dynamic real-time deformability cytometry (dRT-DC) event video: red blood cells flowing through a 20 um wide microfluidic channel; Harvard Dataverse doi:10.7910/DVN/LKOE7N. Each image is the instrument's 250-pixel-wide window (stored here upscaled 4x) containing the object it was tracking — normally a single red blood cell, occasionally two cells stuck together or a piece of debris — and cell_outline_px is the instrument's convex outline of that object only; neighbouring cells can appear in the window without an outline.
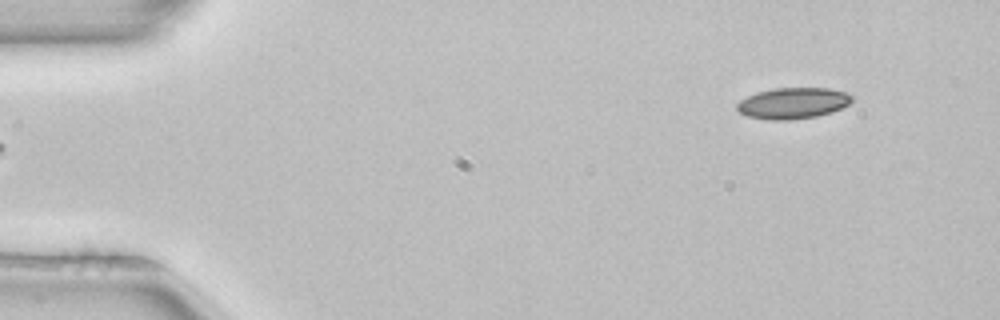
{"species": "common noctule bat (a hibernating species)", "species_latin": "Nyctalus noctula", "temperature_condition": "room temperature", "stored_images_in_passage": 47, "camera_frame_rate_fps": 3000, "um_per_image_px": 0.085, "animal": {"sex": "female", "body_mass_g": 22.7, "forearm_length_mm": 54.2}, "frame": {"image": 1, "passage_image": 1, "time_ms": 0.0, "image_size_px": [1000, 320], "cell_outline_px": [[852, 100], [848, 104], [832, 112], [816, 116], [792, 120], [768, 120], [748, 116], [740, 112], [736, 108], [736, 104], [740, 100], [756, 92], [776, 88], [828, 88], [844, 92], [852, 96]], "centroid_in_image_um": [67.37, 8.77], "position_along_channel_um": 17.6, "area_um2": 20.75}}
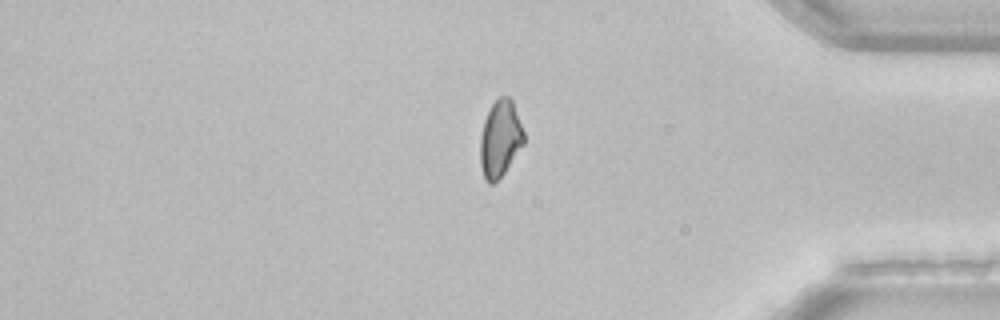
{"frame": {"image": 2, "passage_image": 39, "time_ms": 12.667, "image_size_px": [1000, 320], "cell_outline_px": [[524, 144], [504, 172], [492, 184], [488, 184], [484, 180], [480, 164], [480, 136], [484, 120], [492, 104], [500, 96], [508, 96], [512, 100], [524, 132]], "centroid_in_image_um": [42.5, 11.8], "position_along_channel_um": 392.7, "area_um2": 19.42}}
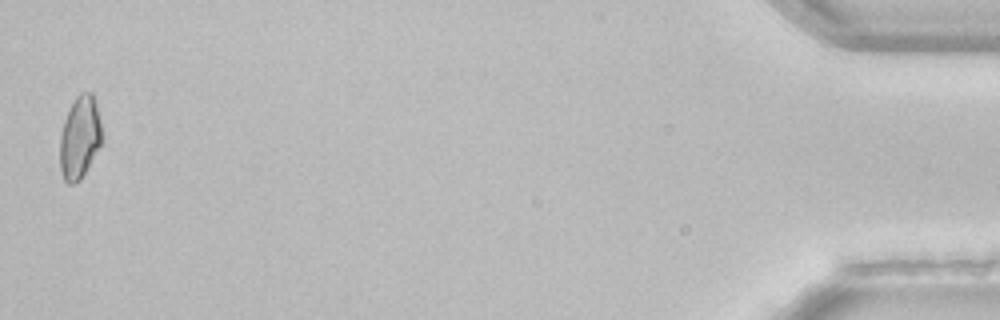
{"frame": {"image": 3, "passage_image": 47, "time_ms": 15.333, "image_size_px": [1000, 320], "cell_outline_px": [[100, 144], [80, 180], [72, 184], [68, 184], [64, 180], [60, 168], [60, 136], [64, 120], [76, 96], [80, 92], [92, 92], [96, 104], [100, 120]], "centroid_in_image_um": [6.75, 11.67], "position_along_channel_um": 428.5, "area_um2": 19.71}, "authors_computed_cell_mechanics": {"area_um2": 20.6924, "velocity_mm_per_s": 3.9691, "shape_relaxation_time_tau1_ms": 9.4774, "shape_relaxation_time_tau2_ms": null, "deformation_change_tau1": 0.1485, "deformation_change_tau2": null}}